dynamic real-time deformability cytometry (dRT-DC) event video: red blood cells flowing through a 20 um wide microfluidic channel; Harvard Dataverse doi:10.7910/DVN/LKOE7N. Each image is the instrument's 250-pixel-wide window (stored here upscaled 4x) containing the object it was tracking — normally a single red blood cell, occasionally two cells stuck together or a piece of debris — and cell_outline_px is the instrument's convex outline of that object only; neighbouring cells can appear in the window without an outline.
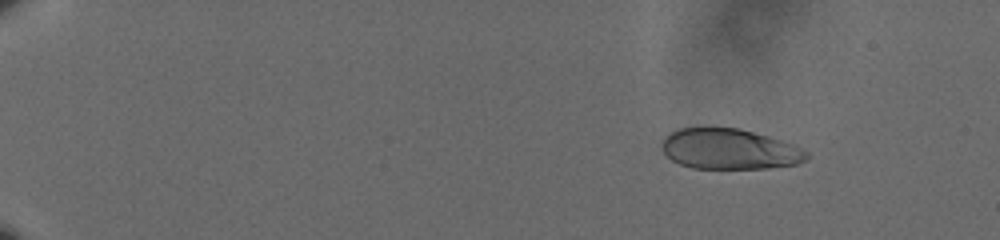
{"species": "human", "species_latin": "Homo sapiens", "temperature_condition": "cold", "stored_images_in_passage": 61, "camera_frame_rate_fps": 3000, "um_per_image_px": 0.085, "donor": {"sex": "male"}, "frame": {"image": 1, "passage_image": 10, "time_ms": 3.0, "image_size_px": [1000, 240], "cell_outline_px": [[808, 156], [804, 160], [796, 164], [768, 168], [692, 168], [680, 164], [672, 160], [664, 152], [660, 144], [664, 136], [676, 128], [700, 124], [740, 128], [768, 136], [792, 144], [808, 152]], "centroid_in_image_um": [61.91, 12.62], "position_along_channel_um": 23.1, "area_um2": 34.97}}
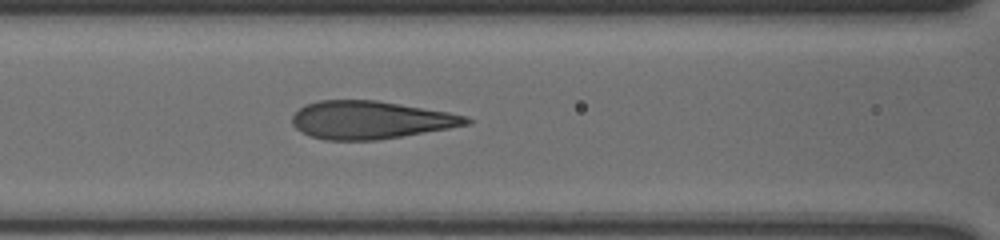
{"frame": {"image": 2, "passage_image": 31, "time_ms": 10.0, "image_size_px": [1000, 240], "cell_outline_px": [[472, 124], [376, 140], [324, 140], [300, 132], [292, 124], [292, 116], [304, 104], [320, 100], [376, 100], [448, 112], [464, 116], [472, 120]], "centroid_in_image_um": [31.44, 10.19], "position_along_channel_um": 135.2, "area_um2": 38.21}}
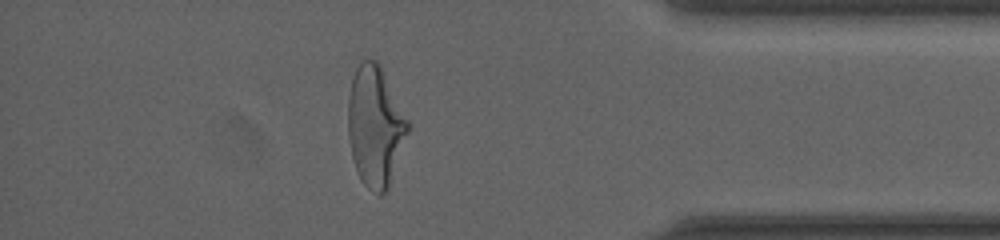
{"frame": {"image": 3, "passage_image": 55, "time_ms": 18.0, "image_size_px": [1000, 240], "cell_outline_px": [[408, 132], [388, 188], [380, 196], [368, 188], [360, 180], [352, 156], [348, 136], [348, 96], [352, 76], [356, 68], [364, 60], [376, 60], [380, 64], [408, 120]], "centroid_in_image_um": [31.87, 10.72], "position_along_channel_um": 403.3, "area_um2": 41.56}, "authors_computed_cell_mechanics": {"area_um2": 37.9746, "velocity_mm_per_s": 3.6236, "shape_relaxation_time_tau1_ms": 5.5438, "shape_relaxation_time_tau2_ms": 0.597, "deformation_change_tau1": 0.2202, "deformation_change_tau2": 0.0892}}